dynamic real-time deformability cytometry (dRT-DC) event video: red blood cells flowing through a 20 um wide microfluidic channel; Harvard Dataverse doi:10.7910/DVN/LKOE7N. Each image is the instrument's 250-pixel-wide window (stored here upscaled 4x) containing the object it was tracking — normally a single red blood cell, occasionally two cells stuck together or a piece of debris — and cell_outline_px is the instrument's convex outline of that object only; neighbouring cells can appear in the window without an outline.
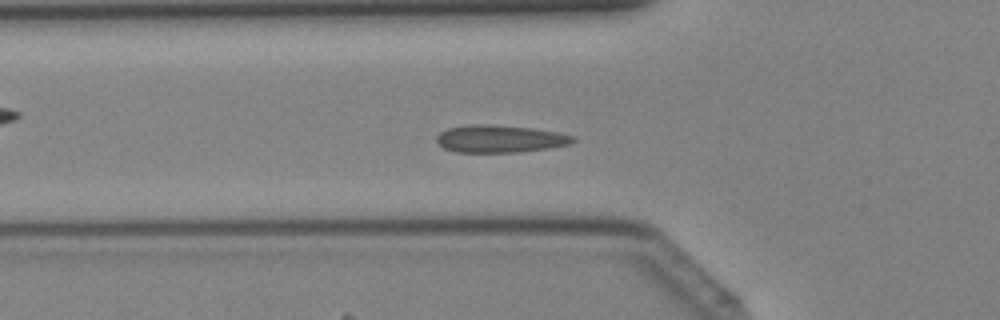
{"species": "Egyptian fruit bat (a non-hibernating species)", "species_latin": "Rousettus aegyptiacus", "temperature_condition": "cold", "stored_images_in_passage": 36, "camera_frame_rate_fps": 3000, "um_per_image_px": 0.085, "animal": {"sex": "female"}, "frame": {"image": 1, "passage_image": 9, "time_ms": 2.667, "image_size_px": [1000, 320], "cell_outline_px": [[576, 140], [572, 144], [548, 148], [516, 152], [456, 152], [444, 148], [436, 140], [436, 136], [440, 132], [448, 128], [468, 124], [492, 124], [532, 128], [556, 132], [576, 136]], "centroid_in_image_um": [42.5, 11.79], "position_along_channel_um": 83.3, "area_um2": 21.91}}
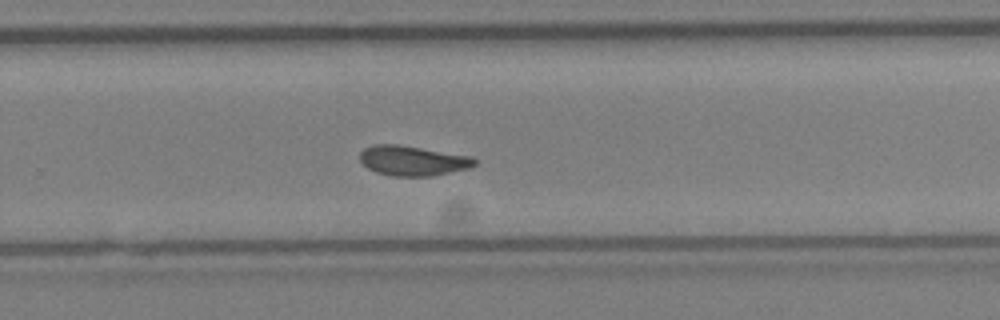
{"frame": {"image": 2, "passage_image": 22, "time_ms": 7.0, "image_size_px": [1000, 320], "cell_outline_px": [[476, 164], [468, 168], [432, 176], [392, 176], [376, 172], [368, 168], [360, 160], [360, 152], [364, 148], [372, 144], [396, 144], [472, 156], [476, 160]], "centroid_in_image_um": [35.06, 13.65], "position_along_channel_um": 294.7, "area_um2": 19.94}}
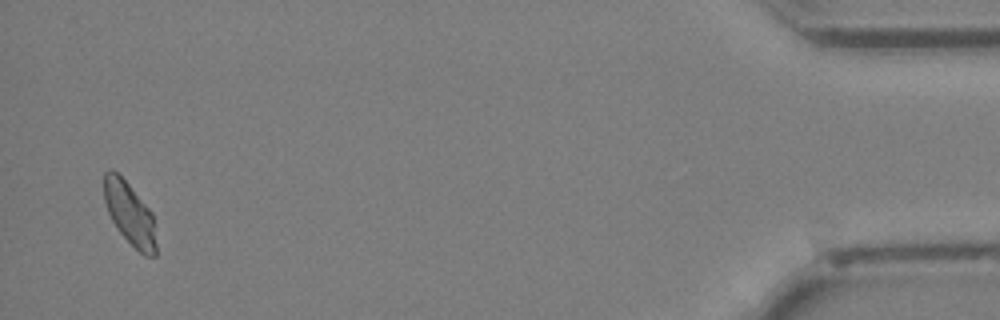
{"frame": {"image": 3, "passage_image": 35, "time_ms": 11.333, "image_size_px": [1000, 320], "cell_outline_px": [[156, 256], [144, 256], [120, 232], [112, 220], [108, 212], [104, 200], [104, 172], [108, 168], [112, 168], [128, 184], [152, 212], [156, 244]], "centroid_in_image_um": [11.01, 18.14], "position_along_channel_um": 424.2, "area_um2": 18.73}}